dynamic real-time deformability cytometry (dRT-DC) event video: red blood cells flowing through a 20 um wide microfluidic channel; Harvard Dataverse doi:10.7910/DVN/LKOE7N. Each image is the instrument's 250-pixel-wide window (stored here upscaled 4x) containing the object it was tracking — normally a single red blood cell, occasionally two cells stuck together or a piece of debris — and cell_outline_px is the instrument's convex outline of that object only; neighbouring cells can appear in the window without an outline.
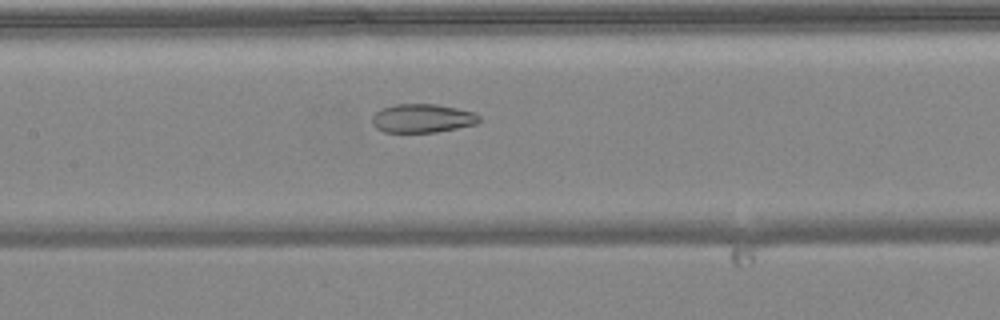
{"species": "common noctule bat (a hibernating species)", "species_latin": "Nyctalus noctula", "temperature_condition": "warm", "stored_images_in_passage": 51, "camera_frame_rate_fps": 3000, "um_per_image_px": 0.085, "animal": {"sex": "female", "body_mass_g": 24.6, "forearm_length_mm": 56.2}, "frame": {"image": 1, "passage_image": 24, "time_ms": 7.667, "image_size_px": [1000, 320], "cell_outline_px": [[480, 120], [476, 124], [436, 132], [384, 132], [376, 128], [372, 124], [372, 116], [380, 108], [396, 104], [436, 104], [476, 112], [480, 116]], "centroid_in_image_um": [35.89, 10.05], "position_along_channel_um": 171.5, "area_um2": 17.98}}
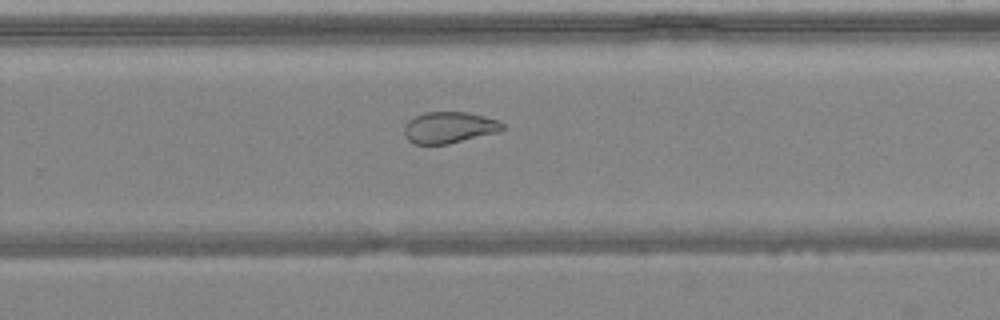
{"frame": {"image": 2, "passage_image": 33, "time_ms": 10.667, "image_size_px": [1000, 320], "cell_outline_px": [[504, 128], [500, 132], [448, 144], [412, 144], [404, 136], [404, 124], [408, 120], [424, 112], [468, 112], [500, 120], [504, 124]], "centroid_in_image_um": [38.19, 10.84], "position_along_channel_um": 291.6, "area_um2": 18.26}}
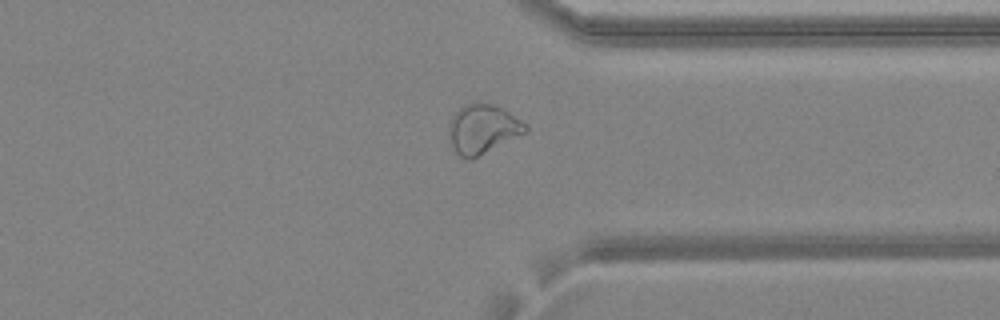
{"frame": {"image": 3, "passage_image": 39, "time_ms": 12.667, "image_size_px": [1000, 320], "cell_outline_px": [[528, 132], [472, 160], [468, 160], [460, 156], [452, 148], [448, 132], [448, 124], [452, 116], [464, 104], [496, 104], [504, 108], [528, 124]], "centroid_in_image_um": [41.06, 10.99], "position_along_channel_um": 370.3, "area_um2": 22.37}, "authors_computed_cell_mechanics": {"area_um2": 24.9696, "velocity_mm_per_s": 4.032, "shape_relaxation_time_tau1_ms": null, "shape_relaxation_time_tau2_ms": 1.8354, "deformation_change_tau1": null, "deformation_change_tau2": 0.0789}}